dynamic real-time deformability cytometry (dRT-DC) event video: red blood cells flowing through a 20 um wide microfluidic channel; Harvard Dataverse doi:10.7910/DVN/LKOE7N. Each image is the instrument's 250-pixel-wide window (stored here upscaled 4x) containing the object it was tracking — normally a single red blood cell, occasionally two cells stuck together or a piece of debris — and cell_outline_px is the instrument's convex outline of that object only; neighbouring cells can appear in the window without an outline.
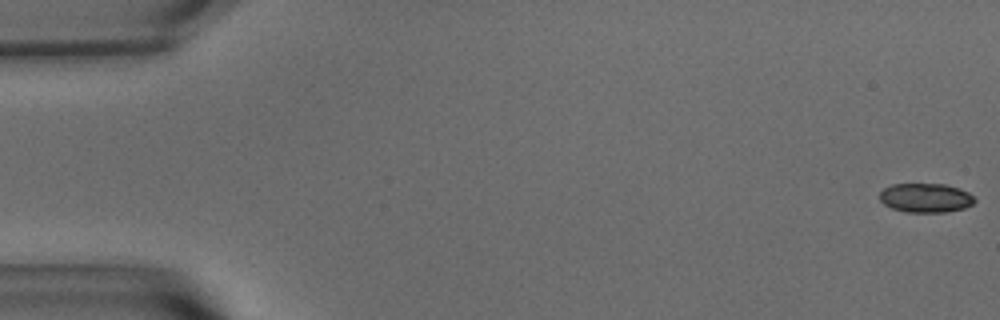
{"species": "common noctule bat (a hibernating species)", "species_latin": "Nyctalus noctula", "temperature_condition": "warm", "stored_images_in_passage": 56, "camera_frame_rate_fps": 3000, "um_per_image_px": 0.085, "animal": {"sex": "male", "body_mass_g": 15.6}, "frame": {"image": 1, "passage_image": 1, "time_ms": 0.0, "image_size_px": [1000, 320], "cell_outline_px": [[976, 200], [972, 204], [964, 208], [944, 212], [908, 212], [892, 208], [884, 204], [880, 200], [880, 192], [884, 188], [892, 184], [944, 184], [960, 188], [968, 192]], "centroid_in_image_um": [78.68, 16.81], "position_along_channel_um": 6.3, "area_um2": 16.07}}
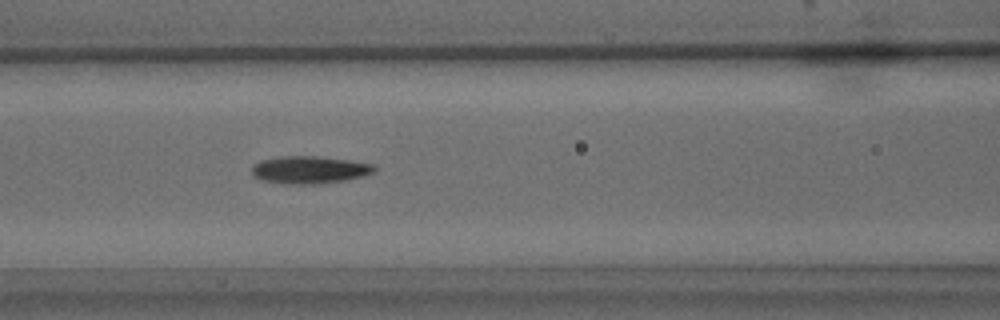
{"frame": {"image": 2, "passage_image": 24, "time_ms": 7.667, "image_size_px": [1000, 320], "cell_outline_px": [[376, 172], [364, 176], [344, 180], [308, 184], [292, 184], [260, 180], [252, 176], [252, 168], [260, 160], [280, 156], [316, 156], [348, 160], [372, 164], [376, 168]], "centroid_in_image_um": [26.3, 14.43], "position_along_channel_um": 140.3, "area_um2": 19.48}}
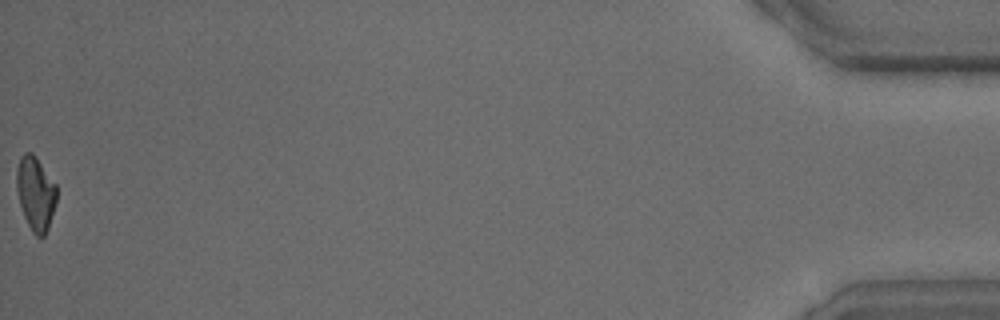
{"frame": {"image": 3, "passage_image": 56, "time_ms": 18.333, "image_size_px": [1000, 320], "cell_outline_px": [[56, 204], [48, 228], [44, 236], [36, 236], [32, 232], [24, 216], [20, 204], [16, 188], [16, 168], [20, 156], [24, 152], [32, 152], [36, 156], [56, 184]], "centroid_in_image_um": [3.01, 16.41], "position_along_channel_um": 432.2, "area_um2": 17.34}, "authors_computed_cell_mechanics": {"area_um2": 18.3515, "velocity_mm_per_s": 3.6723, "shape_relaxation_time_tau1_ms": 7.8583, "shape_relaxation_time_tau2_ms": 8.1477, "deformation_change_tau1": 0.2459, "deformation_change_tau2": 0.1655}}